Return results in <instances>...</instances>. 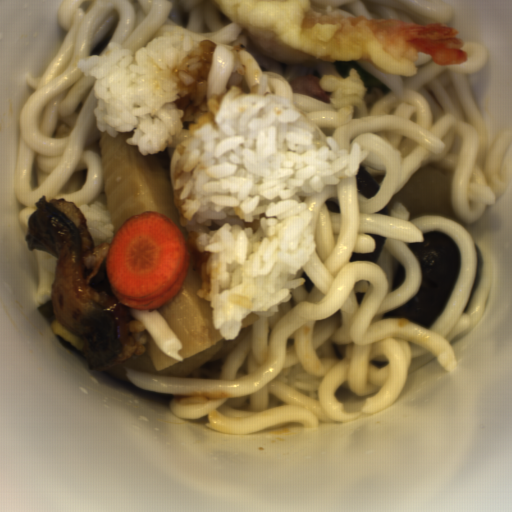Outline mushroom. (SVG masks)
I'll return each mask as SVG.
<instances>
[{
	"label": "mushroom",
	"mask_w": 512,
	"mask_h": 512,
	"mask_svg": "<svg viewBox=\"0 0 512 512\" xmlns=\"http://www.w3.org/2000/svg\"><path fill=\"white\" fill-rule=\"evenodd\" d=\"M355 186L359 194L368 198L376 195L380 189V185L366 168V166L360 163L355 174Z\"/></svg>",
	"instance_id": "81393ffc"
},
{
	"label": "mushroom",
	"mask_w": 512,
	"mask_h": 512,
	"mask_svg": "<svg viewBox=\"0 0 512 512\" xmlns=\"http://www.w3.org/2000/svg\"><path fill=\"white\" fill-rule=\"evenodd\" d=\"M370 237L375 240V248L373 253L353 252L349 262H372L377 264L385 245L386 237L371 233Z\"/></svg>",
	"instance_id": "3b791983"
},
{
	"label": "mushroom",
	"mask_w": 512,
	"mask_h": 512,
	"mask_svg": "<svg viewBox=\"0 0 512 512\" xmlns=\"http://www.w3.org/2000/svg\"><path fill=\"white\" fill-rule=\"evenodd\" d=\"M421 268L417 293L406 303L386 311V318H404L429 329L441 314L456 283L460 255L456 244L443 233H423L421 241L407 244Z\"/></svg>",
	"instance_id": "983e1aa8"
}]
</instances>
